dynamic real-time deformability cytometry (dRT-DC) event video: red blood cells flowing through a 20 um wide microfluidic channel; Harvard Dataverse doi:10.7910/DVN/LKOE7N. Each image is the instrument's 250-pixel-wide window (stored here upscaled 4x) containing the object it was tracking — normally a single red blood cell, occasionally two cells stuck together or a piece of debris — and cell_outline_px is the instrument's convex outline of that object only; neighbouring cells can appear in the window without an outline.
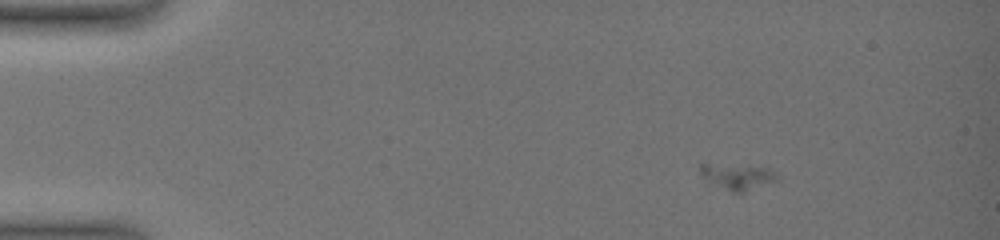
{"species": "common noctule bat (a hibernating species)", "species_latin": "Nyctalus noctula", "temperature_condition": "warm", "stored_images_in_passage": 17, "camera_frame_rate_fps": 3000, "um_per_image_px": 0.085, "animal": {"sex": "female", "body_mass_g": 19.0, "forearm_length_mm": 51.5}, "frame": {"image": 1, "passage_image": 6, "time_ms": 3.333, "image_size_px": [1000, 240], "cell_outline_px": [[780, 180], [744, 192], [732, 192], [708, 180], [700, 172], [700, 164], [708, 164], [764, 168], [772, 172]], "centroid_in_image_um": [62.71, 15.04], "position_along_channel_um": 22.3, "area_um2": 10.81}}